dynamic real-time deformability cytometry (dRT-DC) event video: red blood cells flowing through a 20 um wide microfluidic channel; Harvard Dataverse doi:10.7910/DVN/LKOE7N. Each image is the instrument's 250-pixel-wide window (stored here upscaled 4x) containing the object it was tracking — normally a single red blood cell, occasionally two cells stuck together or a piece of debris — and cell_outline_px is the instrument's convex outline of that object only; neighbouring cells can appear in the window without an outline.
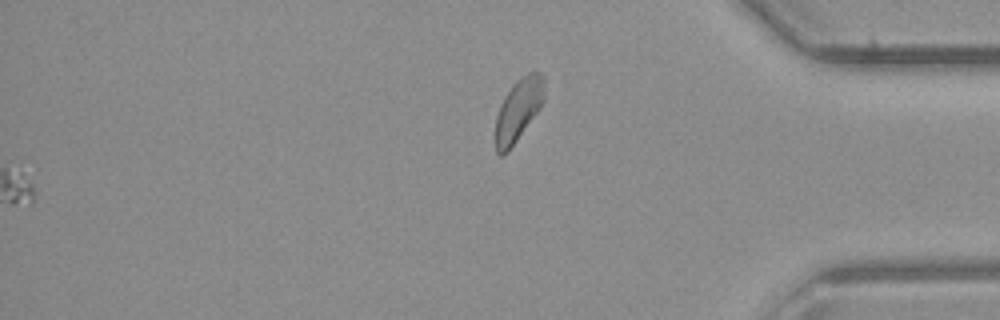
{"species": "common noctule bat (a hibernating species)", "species_latin": "Nyctalus noctula", "temperature_condition": "room temperature", "stored_images_in_passage": 35, "segment_of_instrument_passage": [2, 2], "camera_frame_rate_fps": 3000, "um_per_image_px": 0.085, "animal": {"sex": "male", "body_mass_g": 23.1, "forearm_length_mm": 52.7}, "frame": {"image": 1, "passage_image": 35, "time_ms": 11.333, "image_size_px": [1000, 320], "cell_outline_px": [[544, 100], [540, 108], [508, 152], [500, 156], [496, 152], [496, 116], [500, 104], [504, 96], [512, 84], [516, 80], [528, 72], [540, 72], [544, 76]], "centroid_in_image_um": [44.06, 9.32], "position_along_channel_um": 391.1, "area_um2": 17.8}}